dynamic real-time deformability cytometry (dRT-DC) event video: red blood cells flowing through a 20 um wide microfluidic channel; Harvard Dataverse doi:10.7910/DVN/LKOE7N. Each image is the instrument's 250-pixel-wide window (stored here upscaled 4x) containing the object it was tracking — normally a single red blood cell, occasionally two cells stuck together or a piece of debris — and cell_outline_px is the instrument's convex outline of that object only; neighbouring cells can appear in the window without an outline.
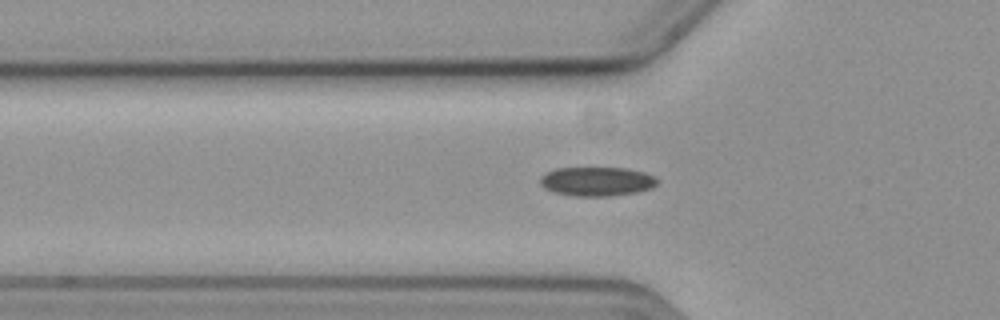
{"species": "common noctule bat (a hibernating species)", "species_latin": "Nyctalus noctula", "temperature_condition": "cold", "stored_images_in_passage": 50, "camera_frame_rate_fps": 3000, "um_per_image_px": 0.085, "animal": {"sex": "female", "body_mass_g": 19.3, "forearm_length_mm": 54.1}, "frame": {"image": 1, "passage_image": 19, "time_ms": 6.0, "image_size_px": [1000, 320], "cell_outline_px": [[656, 184], [652, 188], [636, 192], [608, 196], [576, 196], [552, 192], [544, 188], [540, 184], [540, 176], [556, 168], [628, 168], [644, 172], [656, 176]], "centroid_in_image_um": [50.72, 15.42], "position_along_channel_um": 75.1, "area_um2": 19.88}}
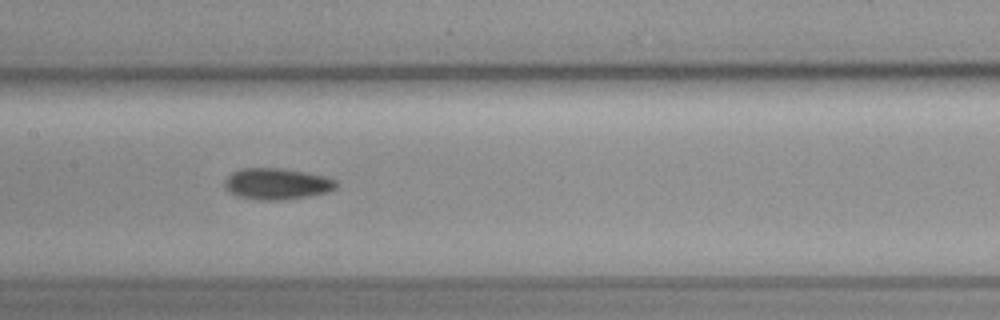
{"frame": {"image": 2, "passage_image": 28, "time_ms": 9.0, "image_size_px": [1000, 320], "cell_outline_px": [[336, 188], [328, 192], [308, 196], [280, 200], [260, 200], [236, 196], [228, 192], [224, 188], [224, 180], [232, 172], [240, 168], [280, 168], [304, 172], [324, 176], [336, 180]], "centroid_in_image_um": [23.48, 15.63], "position_along_channel_um": 183.9, "area_um2": 20.4}}
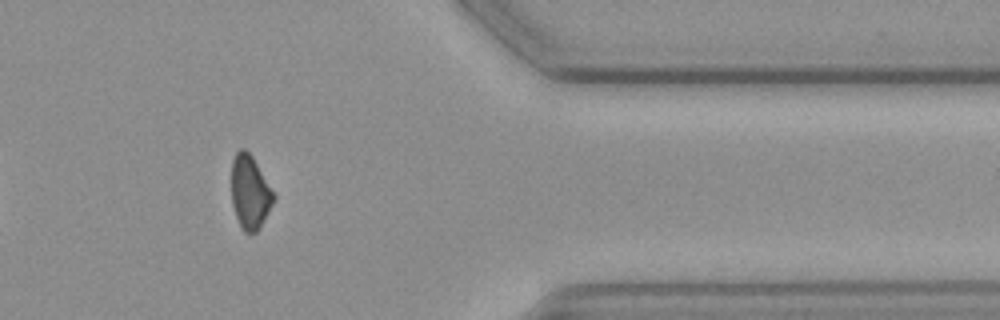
{"frame": {"image": 3, "passage_image": 47, "time_ms": 15.333, "image_size_px": [1000, 320], "cell_outline_px": [[276, 200], [256, 232], [244, 232], [240, 228], [232, 204], [232, 160], [236, 152], [240, 148], [244, 148], [252, 156], [276, 196]], "centroid_in_image_um": [21.25, 16.34], "position_along_channel_um": 390.2, "area_um2": 18.03}}